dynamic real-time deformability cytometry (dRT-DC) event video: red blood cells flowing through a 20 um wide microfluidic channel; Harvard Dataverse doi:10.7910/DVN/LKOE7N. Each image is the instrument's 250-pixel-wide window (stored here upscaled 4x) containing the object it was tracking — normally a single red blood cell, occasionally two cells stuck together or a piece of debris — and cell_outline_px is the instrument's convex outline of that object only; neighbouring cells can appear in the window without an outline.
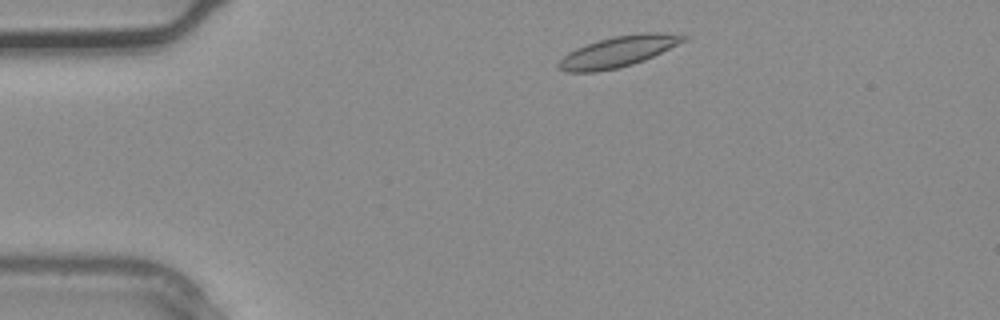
{"species": "common noctule bat (a hibernating species)", "species_latin": "Nyctalus noctula", "temperature_condition": "warm", "stored_images_in_passage": 1, "camera_frame_rate_fps": 3000, "um_per_image_px": 0.085, "animal": {"sex": "male", "body_mass_g": 20.4}, "frame": {"image": 1, "passage_image": 1, "time_ms": 0.0, "image_size_px": [1000, 320], "cell_outline_px": [[688, 40], [644, 60], [632, 64], [616, 68], [596, 72], [568, 72], [556, 68], [556, 64], [568, 52], [576, 48], [600, 40], [616, 36], [640, 32], [668, 32], [688, 36]], "centroid_in_image_um": [52.57, 4.37], "position_along_channel_um": 32.4, "area_um2": 22.43}}